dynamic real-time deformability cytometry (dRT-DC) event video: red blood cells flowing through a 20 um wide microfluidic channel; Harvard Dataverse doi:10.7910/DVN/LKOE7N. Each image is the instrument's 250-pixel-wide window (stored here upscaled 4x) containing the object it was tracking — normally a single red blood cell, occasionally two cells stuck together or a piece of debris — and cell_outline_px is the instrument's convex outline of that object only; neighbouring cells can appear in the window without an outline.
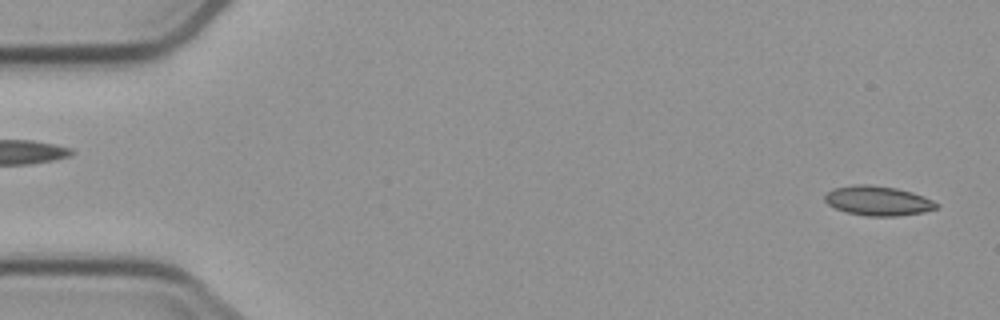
{"species": "common noctule bat (a hibernating species)", "species_latin": "Nyctalus noctula", "temperature_condition": "cold", "stored_images_in_passage": 2, "segment_of_instrument_passage": [2, 2], "camera_frame_rate_fps": 3000, "um_per_image_px": 0.085, "animal": {"sex": "male", "body_mass_g": 23.1, "forearm_length_mm": 52.7}, "frame": {"image": 1, "passage_image": 2, "time_ms": 1.0, "image_size_px": [1000, 320], "cell_outline_px": [[940, 204], [936, 208], [924, 212], [896, 216], [868, 216], [848, 212], [836, 208], [828, 204], [824, 200], [824, 196], [832, 188], [852, 184], [868, 184], [896, 188], [912, 192], [924, 196]], "centroid_in_image_um": [74.62, 17.05], "position_along_channel_um": 10.4, "area_um2": 19.25}}